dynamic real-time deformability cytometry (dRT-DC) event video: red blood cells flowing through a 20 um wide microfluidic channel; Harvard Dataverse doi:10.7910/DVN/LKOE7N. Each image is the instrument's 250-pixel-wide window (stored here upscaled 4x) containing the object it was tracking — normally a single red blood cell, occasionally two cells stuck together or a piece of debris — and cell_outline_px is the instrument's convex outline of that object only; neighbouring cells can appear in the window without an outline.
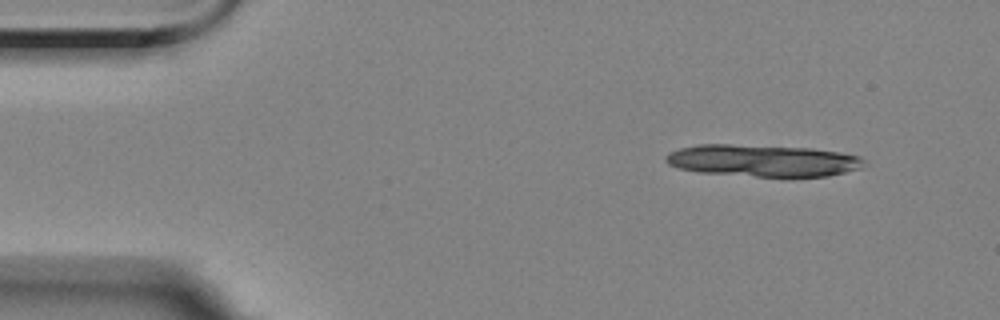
{"species": "Egyptian fruit bat (a non-hibernating species)", "species_latin": "Rousettus aegyptiacus", "temperature_condition": "room temperature", "stored_images_in_passage": 14, "camera_frame_rate_fps": 3000, "um_per_image_px": 0.085, "animal": {"sex": "female"}, "frame": {"image": 1, "passage_image": 1, "time_ms": 0.0, "image_size_px": [1000, 320], "cell_outline_px": [[868, 164], [864, 168], [828, 176], [756, 176], [700, 172], [680, 168], [668, 164], [664, 160], [664, 156], [668, 152], [680, 148], [696, 144], [732, 144], [812, 148], [840, 152], [860, 156], [868, 160]], "centroid_in_image_um": [64.89, 13.64], "position_along_channel_um": 20.1, "area_um2": 37.22}}
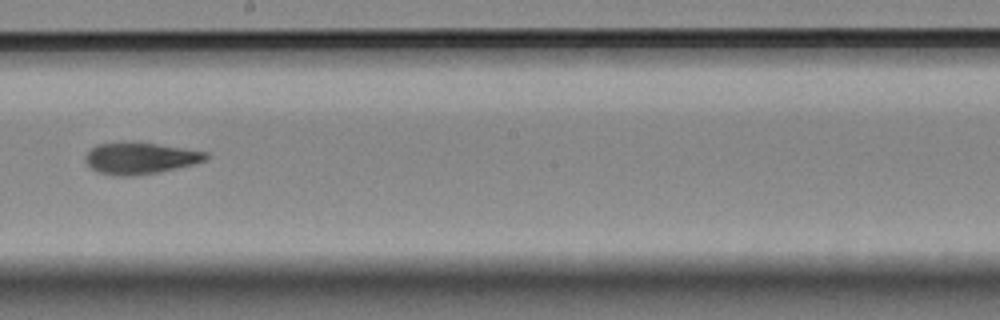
{"frame": {"image": 2, "passage_image": 8, "time_ms": 8.667, "image_size_px": [1000, 320], "cell_outline_px": [[208, 156], [204, 160], [192, 164], [156, 172], [132, 176], [116, 176], [100, 172], [92, 168], [88, 164], [88, 152], [96, 144], [156, 144], [184, 148], [208, 152]], "centroid_in_image_um": [11.95, 13.47], "position_along_channel_um": 236.2, "area_um2": 21.04}}
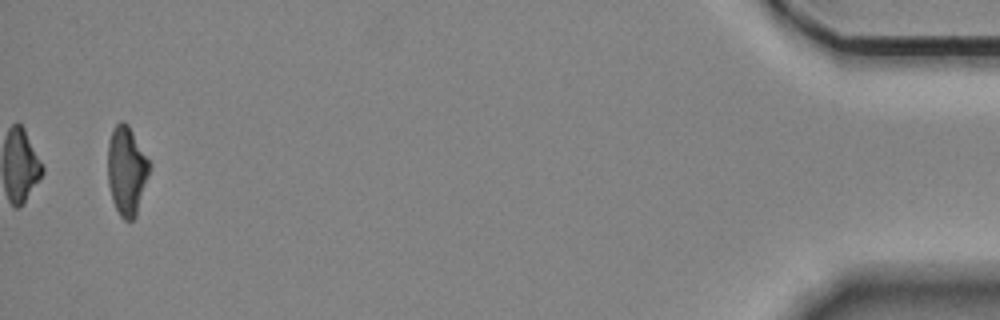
{"frame": {"image": 3, "passage_image": 14, "time_ms": 16.333, "image_size_px": [1000, 320], "cell_outline_px": [[148, 176], [136, 216], [132, 220], [124, 220], [120, 216], [112, 200], [108, 184], [108, 140], [112, 128], [120, 120], [124, 120], [128, 124], [148, 160]], "centroid_in_image_um": [10.73, 14.49], "position_along_channel_um": 424.5, "area_um2": 21.33}, "authors_computed_cell_mechanics": {"area_um2": 22.1663, "velocity_mm_per_s": 3.5557, "shape_relaxation_time_tau1_ms": 7.1204, "shape_relaxation_time_tau2_ms": 2.4296, "deformation_change_tau1": 0.1663, "deformation_change_tau2": 0.073}}